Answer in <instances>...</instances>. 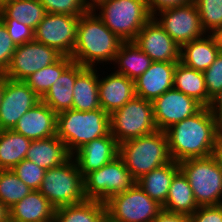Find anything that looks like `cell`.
Returning <instances> with one entry per match:
<instances>
[{
  "mask_svg": "<svg viewBox=\"0 0 222 222\" xmlns=\"http://www.w3.org/2000/svg\"><path fill=\"white\" fill-rule=\"evenodd\" d=\"M165 132L170 156L179 163L213 155L222 133V124L208 107H202L193 116L172 125Z\"/></svg>",
  "mask_w": 222,
  "mask_h": 222,
  "instance_id": "cell-1",
  "label": "cell"
},
{
  "mask_svg": "<svg viewBox=\"0 0 222 222\" xmlns=\"http://www.w3.org/2000/svg\"><path fill=\"white\" fill-rule=\"evenodd\" d=\"M122 43L94 11H89L79 18L71 58L83 67L94 68L96 62H114Z\"/></svg>",
  "mask_w": 222,
  "mask_h": 222,
  "instance_id": "cell-2",
  "label": "cell"
},
{
  "mask_svg": "<svg viewBox=\"0 0 222 222\" xmlns=\"http://www.w3.org/2000/svg\"><path fill=\"white\" fill-rule=\"evenodd\" d=\"M119 156L135 181L172 161L168 137L161 130L120 143Z\"/></svg>",
  "mask_w": 222,
  "mask_h": 222,
  "instance_id": "cell-3",
  "label": "cell"
},
{
  "mask_svg": "<svg viewBox=\"0 0 222 222\" xmlns=\"http://www.w3.org/2000/svg\"><path fill=\"white\" fill-rule=\"evenodd\" d=\"M109 132L110 115L102 108L87 112L70 109L57 114L56 135L71 155Z\"/></svg>",
  "mask_w": 222,
  "mask_h": 222,
  "instance_id": "cell-4",
  "label": "cell"
},
{
  "mask_svg": "<svg viewBox=\"0 0 222 222\" xmlns=\"http://www.w3.org/2000/svg\"><path fill=\"white\" fill-rule=\"evenodd\" d=\"M179 167L193 190L198 207L222 205V168L214 154L181 161Z\"/></svg>",
  "mask_w": 222,
  "mask_h": 222,
  "instance_id": "cell-5",
  "label": "cell"
},
{
  "mask_svg": "<svg viewBox=\"0 0 222 222\" xmlns=\"http://www.w3.org/2000/svg\"><path fill=\"white\" fill-rule=\"evenodd\" d=\"M107 28L123 42L133 41L152 18L146 0H107L95 10Z\"/></svg>",
  "mask_w": 222,
  "mask_h": 222,
  "instance_id": "cell-6",
  "label": "cell"
},
{
  "mask_svg": "<svg viewBox=\"0 0 222 222\" xmlns=\"http://www.w3.org/2000/svg\"><path fill=\"white\" fill-rule=\"evenodd\" d=\"M39 191L55 208L85 201L83 176L76 160L71 157L63 165L46 170Z\"/></svg>",
  "mask_w": 222,
  "mask_h": 222,
  "instance_id": "cell-7",
  "label": "cell"
},
{
  "mask_svg": "<svg viewBox=\"0 0 222 222\" xmlns=\"http://www.w3.org/2000/svg\"><path fill=\"white\" fill-rule=\"evenodd\" d=\"M157 130L152 102L138 96L110 115V133L119 144Z\"/></svg>",
  "mask_w": 222,
  "mask_h": 222,
  "instance_id": "cell-8",
  "label": "cell"
},
{
  "mask_svg": "<svg viewBox=\"0 0 222 222\" xmlns=\"http://www.w3.org/2000/svg\"><path fill=\"white\" fill-rule=\"evenodd\" d=\"M105 206L107 222H153L163 210L137 183L111 196Z\"/></svg>",
  "mask_w": 222,
  "mask_h": 222,
  "instance_id": "cell-9",
  "label": "cell"
},
{
  "mask_svg": "<svg viewBox=\"0 0 222 222\" xmlns=\"http://www.w3.org/2000/svg\"><path fill=\"white\" fill-rule=\"evenodd\" d=\"M83 181L86 199L102 202L115 194L125 192L136 183L120 156L100 169L86 174Z\"/></svg>",
  "mask_w": 222,
  "mask_h": 222,
  "instance_id": "cell-10",
  "label": "cell"
},
{
  "mask_svg": "<svg viewBox=\"0 0 222 222\" xmlns=\"http://www.w3.org/2000/svg\"><path fill=\"white\" fill-rule=\"evenodd\" d=\"M80 16L46 13L34 29V40L70 56L76 44L77 24Z\"/></svg>",
  "mask_w": 222,
  "mask_h": 222,
  "instance_id": "cell-11",
  "label": "cell"
},
{
  "mask_svg": "<svg viewBox=\"0 0 222 222\" xmlns=\"http://www.w3.org/2000/svg\"><path fill=\"white\" fill-rule=\"evenodd\" d=\"M154 17L171 38L181 47L183 44L200 39L206 34L201 25L198 9L194 1L168 8Z\"/></svg>",
  "mask_w": 222,
  "mask_h": 222,
  "instance_id": "cell-12",
  "label": "cell"
},
{
  "mask_svg": "<svg viewBox=\"0 0 222 222\" xmlns=\"http://www.w3.org/2000/svg\"><path fill=\"white\" fill-rule=\"evenodd\" d=\"M61 56L56 49L32 40L16 47L4 73L8 79L25 81L31 74L55 63Z\"/></svg>",
  "mask_w": 222,
  "mask_h": 222,
  "instance_id": "cell-13",
  "label": "cell"
},
{
  "mask_svg": "<svg viewBox=\"0 0 222 222\" xmlns=\"http://www.w3.org/2000/svg\"><path fill=\"white\" fill-rule=\"evenodd\" d=\"M152 104L157 129L164 132L172 125L193 116L203 107L194 98L174 87L156 98Z\"/></svg>",
  "mask_w": 222,
  "mask_h": 222,
  "instance_id": "cell-14",
  "label": "cell"
},
{
  "mask_svg": "<svg viewBox=\"0 0 222 222\" xmlns=\"http://www.w3.org/2000/svg\"><path fill=\"white\" fill-rule=\"evenodd\" d=\"M153 62H179L181 47L152 17L133 40Z\"/></svg>",
  "mask_w": 222,
  "mask_h": 222,
  "instance_id": "cell-15",
  "label": "cell"
},
{
  "mask_svg": "<svg viewBox=\"0 0 222 222\" xmlns=\"http://www.w3.org/2000/svg\"><path fill=\"white\" fill-rule=\"evenodd\" d=\"M40 100L24 81L7 79L0 103V130L13 129Z\"/></svg>",
  "mask_w": 222,
  "mask_h": 222,
  "instance_id": "cell-16",
  "label": "cell"
},
{
  "mask_svg": "<svg viewBox=\"0 0 222 222\" xmlns=\"http://www.w3.org/2000/svg\"><path fill=\"white\" fill-rule=\"evenodd\" d=\"M117 156H119V143L110 132L106 136L84 144L72 155L83 177L91 171L100 169Z\"/></svg>",
  "mask_w": 222,
  "mask_h": 222,
  "instance_id": "cell-17",
  "label": "cell"
},
{
  "mask_svg": "<svg viewBox=\"0 0 222 222\" xmlns=\"http://www.w3.org/2000/svg\"><path fill=\"white\" fill-rule=\"evenodd\" d=\"M177 62H153L148 70L134 81L135 96L153 102L173 88Z\"/></svg>",
  "mask_w": 222,
  "mask_h": 222,
  "instance_id": "cell-18",
  "label": "cell"
},
{
  "mask_svg": "<svg viewBox=\"0 0 222 222\" xmlns=\"http://www.w3.org/2000/svg\"><path fill=\"white\" fill-rule=\"evenodd\" d=\"M57 114L42 100L28 110L13 130L30 140H40L56 135Z\"/></svg>",
  "mask_w": 222,
  "mask_h": 222,
  "instance_id": "cell-19",
  "label": "cell"
},
{
  "mask_svg": "<svg viewBox=\"0 0 222 222\" xmlns=\"http://www.w3.org/2000/svg\"><path fill=\"white\" fill-rule=\"evenodd\" d=\"M100 107L111 115L135 96L134 81L117 72L98 81Z\"/></svg>",
  "mask_w": 222,
  "mask_h": 222,
  "instance_id": "cell-20",
  "label": "cell"
},
{
  "mask_svg": "<svg viewBox=\"0 0 222 222\" xmlns=\"http://www.w3.org/2000/svg\"><path fill=\"white\" fill-rule=\"evenodd\" d=\"M56 208L41 194L32 190L8 209L9 222H45L54 219Z\"/></svg>",
  "mask_w": 222,
  "mask_h": 222,
  "instance_id": "cell-21",
  "label": "cell"
},
{
  "mask_svg": "<svg viewBox=\"0 0 222 222\" xmlns=\"http://www.w3.org/2000/svg\"><path fill=\"white\" fill-rule=\"evenodd\" d=\"M77 62H72L54 82L41 100L56 114L73 107V89L76 77L85 69Z\"/></svg>",
  "mask_w": 222,
  "mask_h": 222,
  "instance_id": "cell-22",
  "label": "cell"
},
{
  "mask_svg": "<svg viewBox=\"0 0 222 222\" xmlns=\"http://www.w3.org/2000/svg\"><path fill=\"white\" fill-rule=\"evenodd\" d=\"M72 155L65 143L57 135L40 140H32L25 159L49 170L63 165Z\"/></svg>",
  "mask_w": 222,
  "mask_h": 222,
  "instance_id": "cell-23",
  "label": "cell"
},
{
  "mask_svg": "<svg viewBox=\"0 0 222 222\" xmlns=\"http://www.w3.org/2000/svg\"><path fill=\"white\" fill-rule=\"evenodd\" d=\"M206 35L181 46V63L204 72L215 61L221 49L214 34Z\"/></svg>",
  "mask_w": 222,
  "mask_h": 222,
  "instance_id": "cell-24",
  "label": "cell"
},
{
  "mask_svg": "<svg viewBox=\"0 0 222 222\" xmlns=\"http://www.w3.org/2000/svg\"><path fill=\"white\" fill-rule=\"evenodd\" d=\"M179 170V163L172 160L145 174L136 183L151 199L163 206L166 202L172 179Z\"/></svg>",
  "mask_w": 222,
  "mask_h": 222,
  "instance_id": "cell-25",
  "label": "cell"
},
{
  "mask_svg": "<svg viewBox=\"0 0 222 222\" xmlns=\"http://www.w3.org/2000/svg\"><path fill=\"white\" fill-rule=\"evenodd\" d=\"M96 67H86L77 77L73 89V107L77 111H93L100 107ZM99 76V77H98Z\"/></svg>",
  "mask_w": 222,
  "mask_h": 222,
  "instance_id": "cell-26",
  "label": "cell"
},
{
  "mask_svg": "<svg viewBox=\"0 0 222 222\" xmlns=\"http://www.w3.org/2000/svg\"><path fill=\"white\" fill-rule=\"evenodd\" d=\"M173 87L187 96L194 98L203 107L210 105L212 98L208 95L205 77L202 71L187 67L180 61L177 62Z\"/></svg>",
  "mask_w": 222,
  "mask_h": 222,
  "instance_id": "cell-27",
  "label": "cell"
},
{
  "mask_svg": "<svg viewBox=\"0 0 222 222\" xmlns=\"http://www.w3.org/2000/svg\"><path fill=\"white\" fill-rule=\"evenodd\" d=\"M54 222H107L105 202L86 199L56 208Z\"/></svg>",
  "mask_w": 222,
  "mask_h": 222,
  "instance_id": "cell-28",
  "label": "cell"
},
{
  "mask_svg": "<svg viewBox=\"0 0 222 222\" xmlns=\"http://www.w3.org/2000/svg\"><path fill=\"white\" fill-rule=\"evenodd\" d=\"M198 205L193 190L181 170L173 177L168 196L162 209L170 213L191 215Z\"/></svg>",
  "mask_w": 222,
  "mask_h": 222,
  "instance_id": "cell-29",
  "label": "cell"
},
{
  "mask_svg": "<svg viewBox=\"0 0 222 222\" xmlns=\"http://www.w3.org/2000/svg\"><path fill=\"white\" fill-rule=\"evenodd\" d=\"M115 63L119 66L115 72L135 81L148 70L153 61L133 41H129L121 44Z\"/></svg>",
  "mask_w": 222,
  "mask_h": 222,
  "instance_id": "cell-30",
  "label": "cell"
},
{
  "mask_svg": "<svg viewBox=\"0 0 222 222\" xmlns=\"http://www.w3.org/2000/svg\"><path fill=\"white\" fill-rule=\"evenodd\" d=\"M31 142L13 129L0 130V170L12 169L24 160Z\"/></svg>",
  "mask_w": 222,
  "mask_h": 222,
  "instance_id": "cell-31",
  "label": "cell"
},
{
  "mask_svg": "<svg viewBox=\"0 0 222 222\" xmlns=\"http://www.w3.org/2000/svg\"><path fill=\"white\" fill-rule=\"evenodd\" d=\"M46 11L39 0H13L0 9V19H16L32 29L43 20Z\"/></svg>",
  "mask_w": 222,
  "mask_h": 222,
  "instance_id": "cell-32",
  "label": "cell"
},
{
  "mask_svg": "<svg viewBox=\"0 0 222 222\" xmlns=\"http://www.w3.org/2000/svg\"><path fill=\"white\" fill-rule=\"evenodd\" d=\"M72 62L70 56L62 55L55 63L31 74L24 82L41 99Z\"/></svg>",
  "mask_w": 222,
  "mask_h": 222,
  "instance_id": "cell-33",
  "label": "cell"
},
{
  "mask_svg": "<svg viewBox=\"0 0 222 222\" xmlns=\"http://www.w3.org/2000/svg\"><path fill=\"white\" fill-rule=\"evenodd\" d=\"M32 189L11 170H0V201L9 209Z\"/></svg>",
  "mask_w": 222,
  "mask_h": 222,
  "instance_id": "cell-34",
  "label": "cell"
},
{
  "mask_svg": "<svg viewBox=\"0 0 222 222\" xmlns=\"http://www.w3.org/2000/svg\"><path fill=\"white\" fill-rule=\"evenodd\" d=\"M193 1L198 9L202 28L206 34H215L222 28V0Z\"/></svg>",
  "mask_w": 222,
  "mask_h": 222,
  "instance_id": "cell-35",
  "label": "cell"
},
{
  "mask_svg": "<svg viewBox=\"0 0 222 222\" xmlns=\"http://www.w3.org/2000/svg\"><path fill=\"white\" fill-rule=\"evenodd\" d=\"M32 190H39L46 170L28 159L22 160L11 169Z\"/></svg>",
  "mask_w": 222,
  "mask_h": 222,
  "instance_id": "cell-36",
  "label": "cell"
},
{
  "mask_svg": "<svg viewBox=\"0 0 222 222\" xmlns=\"http://www.w3.org/2000/svg\"><path fill=\"white\" fill-rule=\"evenodd\" d=\"M46 13L68 14L81 16L88 13L82 0H39Z\"/></svg>",
  "mask_w": 222,
  "mask_h": 222,
  "instance_id": "cell-37",
  "label": "cell"
},
{
  "mask_svg": "<svg viewBox=\"0 0 222 222\" xmlns=\"http://www.w3.org/2000/svg\"><path fill=\"white\" fill-rule=\"evenodd\" d=\"M203 73L208 95L212 98L222 89V51Z\"/></svg>",
  "mask_w": 222,
  "mask_h": 222,
  "instance_id": "cell-38",
  "label": "cell"
},
{
  "mask_svg": "<svg viewBox=\"0 0 222 222\" xmlns=\"http://www.w3.org/2000/svg\"><path fill=\"white\" fill-rule=\"evenodd\" d=\"M6 26L8 36L18 46L34 40V29L16 19H1Z\"/></svg>",
  "mask_w": 222,
  "mask_h": 222,
  "instance_id": "cell-39",
  "label": "cell"
},
{
  "mask_svg": "<svg viewBox=\"0 0 222 222\" xmlns=\"http://www.w3.org/2000/svg\"><path fill=\"white\" fill-rule=\"evenodd\" d=\"M16 47L8 36L6 26L0 19V72H5L8 68Z\"/></svg>",
  "mask_w": 222,
  "mask_h": 222,
  "instance_id": "cell-40",
  "label": "cell"
},
{
  "mask_svg": "<svg viewBox=\"0 0 222 222\" xmlns=\"http://www.w3.org/2000/svg\"><path fill=\"white\" fill-rule=\"evenodd\" d=\"M190 218L192 222H222V205L200 206Z\"/></svg>",
  "mask_w": 222,
  "mask_h": 222,
  "instance_id": "cell-41",
  "label": "cell"
},
{
  "mask_svg": "<svg viewBox=\"0 0 222 222\" xmlns=\"http://www.w3.org/2000/svg\"><path fill=\"white\" fill-rule=\"evenodd\" d=\"M191 1L193 0H146V3L150 15L155 17L156 13L161 10L185 5Z\"/></svg>",
  "mask_w": 222,
  "mask_h": 222,
  "instance_id": "cell-42",
  "label": "cell"
},
{
  "mask_svg": "<svg viewBox=\"0 0 222 222\" xmlns=\"http://www.w3.org/2000/svg\"><path fill=\"white\" fill-rule=\"evenodd\" d=\"M153 222H192L190 215L180 213H170L162 210Z\"/></svg>",
  "mask_w": 222,
  "mask_h": 222,
  "instance_id": "cell-43",
  "label": "cell"
},
{
  "mask_svg": "<svg viewBox=\"0 0 222 222\" xmlns=\"http://www.w3.org/2000/svg\"><path fill=\"white\" fill-rule=\"evenodd\" d=\"M208 108L211 114L222 124V89L212 97Z\"/></svg>",
  "mask_w": 222,
  "mask_h": 222,
  "instance_id": "cell-44",
  "label": "cell"
},
{
  "mask_svg": "<svg viewBox=\"0 0 222 222\" xmlns=\"http://www.w3.org/2000/svg\"><path fill=\"white\" fill-rule=\"evenodd\" d=\"M214 155L216 156L217 160L220 163V166L222 168V133L220 134L217 145L215 147Z\"/></svg>",
  "mask_w": 222,
  "mask_h": 222,
  "instance_id": "cell-45",
  "label": "cell"
},
{
  "mask_svg": "<svg viewBox=\"0 0 222 222\" xmlns=\"http://www.w3.org/2000/svg\"><path fill=\"white\" fill-rule=\"evenodd\" d=\"M107 0H82L83 4L89 11H94L101 3Z\"/></svg>",
  "mask_w": 222,
  "mask_h": 222,
  "instance_id": "cell-46",
  "label": "cell"
},
{
  "mask_svg": "<svg viewBox=\"0 0 222 222\" xmlns=\"http://www.w3.org/2000/svg\"><path fill=\"white\" fill-rule=\"evenodd\" d=\"M0 222H9L8 208L0 201Z\"/></svg>",
  "mask_w": 222,
  "mask_h": 222,
  "instance_id": "cell-47",
  "label": "cell"
},
{
  "mask_svg": "<svg viewBox=\"0 0 222 222\" xmlns=\"http://www.w3.org/2000/svg\"><path fill=\"white\" fill-rule=\"evenodd\" d=\"M7 79L8 78L6 77L5 73L0 72V103L2 100V95H3L4 89H5V83H6Z\"/></svg>",
  "mask_w": 222,
  "mask_h": 222,
  "instance_id": "cell-48",
  "label": "cell"
},
{
  "mask_svg": "<svg viewBox=\"0 0 222 222\" xmlns=\"http://www.w3.org/2000/svg\"><path fill=\"white\" fill-rule=\"evenodd\" d=\"M214 35L216 36L219 47L222 51V28H220Z\"/></svg>",
  "mask_w": 222,
  "mask_h": 222,
  "instance_id": "cell-49",
  "label": "cell"
},
{
  "mask_svg": "<svg viewBox=\"0 0 222 222\" xmlns=\"http://www.w3.org/2000/svg\"><path fill=\"white\" fill-rule=\"evenodd\" d=\"M13 0H0V9L7 3L12 2Z\"/></svg>",
  "mask_w": 222,
  "mask_h": 222,
  "instance_id": "cell-50",
  "label": "cell"
}]
</instances>
